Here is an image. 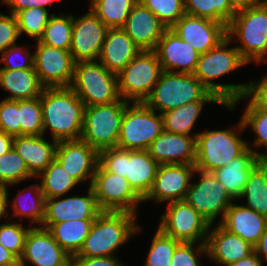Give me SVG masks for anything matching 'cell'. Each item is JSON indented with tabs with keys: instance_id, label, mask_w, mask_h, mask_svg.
<instances>
[{
	"instance_id": "6da1fadb",
	"label": "cell",
	"mask_w": 267,
	"mask_h": 266,
	"mask_svg": "<svg viewBox=\"0 0 267 266\" xmlns=\"http://www.w3.org/2000/svg\"><path fill=\"white\" fill-rule=\"evenodd\" d=\"M43 135L50 128L52 140H79L85 104L70 87L44 88L40 96Z\"/></svg>"
},
{
	"instance_id": "7a4b0ae2",
	"label": "cell",
	"mask_w": 267,
	"mask_h": 266,
	"mask_svg": "<svg viewBox=\"0 0 267 266\" xmlns=\"http://www.w3.org/2000/svg\"><path fill=\"white\" fill-rule=\"evenodd\" d=\"M231 41L227 36L216 47L201 54L193 74L222 101L226 108L233 109L240 98L245 95L248 83L224 85L211 82L247 63L236 47H226Z\"/></svg>"
},
{
	"instance_id": "3957f363",
	"label": "cell",
	"mask_w": 267,
	"mask_h": 266,
	"mask_svg": "<svg viewBox=\"0 0 267 266\" xmlns=\"http://www.w3.org/2000/svg\"><path fill=\"white\" fill-rule=\"evenodd\" d=\"M130 212L102 211L94 220L90 233L74 258L111 257L113 252L141 227L135 225Z\"/></svg>"
},
{
	"instance_id": "277c9868",
	"label": "cell",
	"mask_w": 267,
	"mask_h": 266,
	"mask_svg": "<svg viewBox=\"0 0 267 266\" xmlns=\"http://www.w3.org/2000/svg\"><path fill=\"white\" fill-rule=\"evenodd\" d=\"M154 87L144 103L160 114L189 102L221 101L194 74L162 71Z\"/></svg>"
},
{
	"instance_id": "5b68a950",
	"label": "cell",
	"mask_w": 267,
	"mask_h": 266,
	"mask_svg": "<svg viewBox=\"0 0 267 266\" xmlns=\"http://www.w3.org/2000/svg\"><path fill=\"white\" fill-rule=\"evenodd\" d=\"M99 163L110 173L127 179L132 189L144 199L154 184L159 164L148 150L108 148L99 152Z\"/></svg>"
},
{
	"instance_id": "8992f818",
	"label": "cell",
	"mask_w": 267,
	"mask_h": 266,
	"mask_svg": "<svg viewBox=\"0 0 267 266\" xmlns=\"http://www.w3.org/2000/svg\"><path fill=\"white\" fill-rule=\"evenodd\" d=\"M227 36L231 40L238 36L243 45L236 48L247 63L267 62V2L237 11L228 24Z\"/></svg>"
},
{
	"instance_id": "52a82bcc",
	"label": "cell",
	"mask_w": 267,
	"mask_h": 266,
	"mask_svg": "<svg viewBox=\"0 0 267 266\" xmlns=\"http://www.w3.org/2000/svg\"><path fill=\"white\" fill-rule=\"evenodd\" d=\"M70 88L86 107L119 101L118 77L97 61H82L74 65Z\"/></svg>"
},
{
	"instance_id": "ba28073f",
	"label": "cell",
	"mask_w": 267,
	"mask_h": 266,
	"mask_svg": "<svg viewBox=\"0 0 267 266\" xmlns=\"http://www.w3.org/2000/svg\"><path fill=\"white\" fill-rule=\"evenodd\" d=\"M130 102L120 99L115 103L85 107L81 140L98 152L116 148L125 107Z\"/></svg>"
},
{
	"instance_id": "9c48e42d",
	"label": "cell",
	"mask_w": 267,
	"mask_h": 266,
	"mask_svg": "<svg viewBox=\"0 0 267 266\" xmlns=\"http://www.w3.org/2000/svg\"><path fill=\"white\" fill-rule=\"evenodd\" d=\"M125 107L116 148L123 150H148L163 131L162 115L144 102H132Z\"/></svg>"
},
{
	"instance_id": "30bf717a",
	"label": "cell",
	"mask_w": 267,
	"mask_h": 266,
	"mask_svg": "<svg viewBox=\"0 0 267 266\" xmlns=\"http://www.w3.org/2000/svg\"><path fill=\"white\" fill-rule=\"evenodd\" d=\"M162 71L156 52L141 50L117 74L120 97L130 103L144 102L154 89Z\"/></svg>"
},
{
	"instance_id": "8fae6325",
	"label": "cell",
	"mask_w": 267,
	"mask_h": 266,
	"mask_svg": "<svg viewBox=\"0 0 267 266\" xmlns=\"http://www.w3.org/2000/svg\"><path fill=\"white\" fill-rule=\"evenodd\" d=\"M235 133L231 129L196 133V169L213 172L241 156L248 144Z\"/></svg>"
},
{
	"instance_id": "7c38bea8",
	"label": "cell",
	"mask_w": 267,
	"mask_h": 266,
	"mask_svg": "<svg viewBox=\"0 0 267 266\" xmlns=\"http://www.w3.org/2000/svg\"><path fill=\"white\" fill-rule=\"evenodd\" d=\"M160 220L158 228L165 235L185 243L200 240L197 253L207 254V235L212 225L185 200L170 202Z\"/></svg>"
},
{
	"instance_id": "4fadbf2b",
	"label": "cell",
	"mask_w": 267,
	"mask_h": 266,
	"mask_svg": "<svg viewBox=\"0 0 267 266\" xmlns=\"http://www.w3.org/2000/svg\"><path fill=\"white\" fill-rule=\"evenodd\" d=\"M91 187L102 211L136 214L138 203L143 201L126 178L108 172L100 163L93 175Z\"/></svg>"
},
{
	"instance_id": "5bb4252c",
	"label": "cell",
	"mask_w": 267,
	"mask_h": 266,
	"mask_svg": "<svg viewBox=\"0 0 267 266\" xmlns=\"http://www.w3.org/2000/svg\"><path fill=\"white\" fill-rule=\"evenodd\" d=\"M196 172L201 178L190 185L184 200L212 225L219 214L224 218L233 199L212 172L195 169Z\"/></svg>"
},
{
	"instance_id": "9a60e30c",
	"label": "cell",
	"mask_w": 267,
	"mask_h": 266,
	"mask_svg": "<svg viewBox=\"0 0 267 266\" xmlns=\"http://www.w3.org/2000/svg\"><path fill=\"white\" fill-rule=\"evenodd\" d=\"M34 69L45 88L70 87L74 65L70 50L51 47L37 41Z\"/></svg>"
},
{
	"instance_id": "2e32d148",
	"label": "cell",
	"mask_w": 267,
	"mask_h": 266,
	"mask_svg": "<svg viewBox=\"0 0 267 266\" xmlns=\"http://www.w3.org/2000/svg\"><path fill=\"white\" fill-rule=\"evenodd\" d=\"M108 29L91 10L79 18H73L70 52L74 62L95 61Z\"/></svg>"
},
{
	"instance_id": "e0dca14e",
	"label": "cell",
	"mask_w": 267,
	"mask_h": 266,
	"mask_svg": "<svg viewBox=\"0 0 267 266\" xmlns=\"http://www.w3.org/2000/svg\"><path fill=\"white\" fill-rule=\"evenodd\" d=\"M72 259L47 228L31 227L19 259V266H25L26 261L36 266H66Z\"/></svg>"
},
{
	"instance_id": "ac0fdd59",
	"label": "cell",
	"mask_w": 267,
	"mask_h": 266,
	"mask_svg": "<svg viewBox=\"0 0 267 266\" xmlns=\"http://www.w3.org/2000/svg\"><path fill=\"white\" fill-rule=\"evenodd\" d=\"M171 29L200 55L227 37V27L223 23L188 14L182 16Z\"/></svg>"
},
{
	"instance_id": "d6986e66",
	"label": "cell",
	"mask_w": 267,
	"mask_h": 266,
	"mask_svg": "<svg viewBox=\"0 0 267 266\" xmlns=\"http://www.w3.org/2000/svg\"><path fill=\"white\" fill-rule=\"evenodd\" d=\"M195 169V165L188 164H159L152 189L143 202L152 198L157 203L184 200Z\"/></svg>"
},
{
	"instance_id": "ffe728a7",
	"label": "cell",
	"mask_w": 267,
	"mask_h": 266,
	"mask_svg": "<svg viewBox=\"0 0 267 266\" xmlns=\"http://www.w3.org/2000/svg\"><path fill=\"white\" fill-rule=\"evenodd\" d=\"M55 159L78 183L90 178L99 164V152L88 143L79 140L60 141L57 144Z\"/></svg>"
},
{
	"instance_id": "44dd1931",
	"label": "cell",
	"mask_w": 267,
	"mask_h": 266,
	"mask_svg": "<svg viewBox=\"0 0 267 266\" xmlns=\"http://www.w3.org/2000/svg\"><path fill=\"white\" fill-rule=\"evenodd\" d=\"M59 198L60 196L45 200V218L42 227L48 229L53 223L68 220L95 219L102 212L91 186L85 197H68L61 200Z\"/></svg>"
},
{
	"instance_id": "7402d4cb",
	"label": "cell",
	"mask_w": 267,
	"mask_h": 266,
	"mask_svg": "<svg viewBox=\"0 0 267 266\" xmlns=\"http://www.w3.org/2000/svg\"><path fill=\"white\" fill-rule=\"evenodd\" d=\"M163 71L193 74L200 54L186 41H183L171 28H167L154 50ZM173 68V69H172Z\"/></svg>"
},
{
	"instance_id": "603a6c76",
	"label": "cell",
	"mask_w": 267,
	"mask_h": 266,
	"mask_svg": "<svg viewBox=\"0 0 267 266\" xmlns=\"http://www.w3.org/2000/svg\"><path fill=\"white\" fill-rule=\"evenodd\" d=\"M196 138L162 131L151 143L148 152L158 164H188L196 162Z\"/></svg>"
},
{
	"instance_id": "cb8c5ba5",
	"label": "cell",
	"mask_w": 267,
	"mask_h": 266,
	"mask_svg": "<svg viewBox=\"0 0 267 266\" xmlns=\"http://www.w3.org/2000/svg\"><path fill=\"white\" fill-rule=\"evenodd\" d=\"M167 27L138 1L131 9L123 30L141 50H155Z\"/></svg>"
},
{
	"instance_id": "d4e9b609",
	"label": "cell",
	"mask_w": 267,
	"mask_h": 266,
	"mask_svg": "<svg viewBox=\"0 0 267 266\" xmlns=\"http://www.w3.org/2000/svg\"><path fill=\"white\" fill-rule=\"evenodd\" d=\"M206 247L208 257L223 266L247 258L254 252L253 245L220 224L208 233Z\"/></svg>"
},
{
	"instance_id": "484cf974",
	"label": "cell",
	"mask_w": 267,
	"mask_h": 266,
	"mask_svg": "<svg viewBox=\"0 0 267 266\" xmlns=\"http://www.w3.org/2000/svg\"><path fill=\"white\" fill-rule=\"evenodd\" d=\"M262 160V153L248 149L226 166L215 169L212 174L223 185L232 199L240 198L252 169Z\"/></svg>"
},
{
	"instance_id": "4316f807",
	"label": "cell",
	"mask_w": 267,
	"mask_h": 266,
	"mask_svg": "<svg viewBox=\"0 0 267 266\" xmlns=\"http://www.w3.org/2000/svg\"><path fill=\"white\" fill-rule=\"evenodd\" d=\"M140 51L123 28L108 29L99 59L110 72L117 75Z\"/></svg>"
},
{
	"instance_id": "83f0119b",
	"label": "cell",
	"mask_w": 267,
	"mask_h": 266,
	"mask_svg": "<svg viewBox=\"0 0 267 266\" xmlns=\"http://www.w3.org/2000/svg\"><path fill=\"white\" fill-rule=\"evenodd\" d=\"M219 224L255 246L267 228V218L245 206L231 204Z\"/></svg>"
},
{
	"instance_id": "f1b7e54d",
	"label": "cell",
	"mask_w": 267,
	"mask_h": 266,
	"mask_svg": "<svg viewBox=\"0 0 267 266\" xmlns=\"http://www.w3.org/2000/svg\"><path fill=\"white\" fill-rule=\"evenodd\" d=\"M43 135H20L13 137V149L24 160L29 172L35 177L44 171L55 159L58 142L49 143Z\"/></svg>"
},
{
	"instance_id": "f546056e",
	"label": "cell",
	"mask_w": 267,
	"mask_h": 266,
	"mask_svg": "<svg viewBox=\"0 0 267 266\" xmlns=\"http://www.w3.org/2000/svg\"><path fill=\"white\" fill-rule=\"evenodd\" d=\"M0 86L11 93L5 99L23 100L40 97L44 86L34 68L22 70L0 69Z\"/></svg>"
},
{
	"instance_id": "4dcf8cb0",
	"label": "cell",
	"mask_w": 267,
	"mask_h": 266,
	"mask_svg": "<svg viewBox=\"0 0 267 266\" xmlns=\"http://www.w3.org/2000/svg\"><path fill=\"white\" fill-rule=\"evenodd\" d=\"M95 219L68 220L53 223L48 230L55 241L74 258L82 248Z\"/></svg>"
},
{
	"instance_id": "1f68e13d",
	"label": "cell",
	"mask_w": 267,
	"mask_h": 266,
	"mask_svg": "<svg viewBox=\"0 0 267 266\" xmlns=\"http://www.w3.org/2000/svg\"><path fill=\"white\" fill-rule=\"evenodd\" d=\"M208 102L224 105L222 101H194L181 105L178 108L161 114L163 118V130L189 136L195 121L201 113L203 105Z\"/></svg>"
},
{
	"instance_id": "d6a6232c",
	"label": "cell",
	"mask_w": 267,
	"mask_h": 266,
	"mask_svg": "<svg viewBox=\"0 0 267 266\" xmlns=\"http://www.w3.org/2000/svg\"><path fill=\"white\" fill-rule=\"evenodd\" d=\"M241 197L247 199L245 207L267 218V159H262L252 169Z\"/></svg>"
},
{
	"instance_id": "836d02e7",
	"label": "cell",
	"mask_w": 267,
	"mask_h": 266,
	"mask_svg": "<svg viewBox=\"0 0 267 266\" xmlns=\"http://www.w3.org/2000/svg\"><path fill=\"white\" fill-rule=\"evenodd\" d=\"M138 0H91V11L109 28H123Z\"/></svg>"
},
{
	"instance_id": "e575fe53",
	"label": "cell",
	"mask_w": 267,
	"mask_h": 266,
	"mask_svg": "<svg viewBox=\"0 0 267 266\" xmlns=\"http://www.w3.org/2000/svg\"><path fill=\"white\" fill-rule=\"evenodd\" d=\"M184 9L185 14L211 19L226 27L236 14L228 0H184Z\"/></svg>"
},
{
	"instance_id": "d590c367",
	"label": "cell",
	"mask_w": 267,
	"mask_h": 266,
	"mask_svg": "<svg viewBox=\"0 0 267 266\" xmlns=\"http://www.w3.org/2000/svg\"><path fill=\"white\" fill-rule=\"evenodd\" d=\"M39 175L42 176L40 186L45 199L61 197L78 184L56 159Z\"/></svg>"
},
{
	"instance_id": "8d00e7d4",
	"label": "cell",
	"mask_w": 267,
	"mask_h": 266,
	"mask_svg": "<svg viewBox=\"0 0 267 266\" xmlns=\"http://www.w3.org/2000/svg\"><path fill=\"white\" fill-rule=\"evenodd\" d=\"M73 33V16L59 15L49 18L43 36L39 41L45 45L70 50Z\"/></svg>"
},
{
	"instance_id": "74e56055",
	"label": "cell",
	"mask_w": 267,
	"mask_h": 266,
	"mask_svg": "<svg viewBox=\"0 0 267 266\" xmlns=\"http://www.w3.org/2000/svg\"><path fill=\"white\" fill-rule=\"evenodd\" d=\"M34 177L28 170L24 160L13 149L0 156V187L7 189L22 180Z\"/></svg>"
},
{
	"instance_id": "f35d334b",
	"label": "cell",
	"mask_w": 267,
	"mask_h": 266,
	"mask_svg": "<svg viewBox=\"0 0 267 266\" xmlns=\"http://www.w3.org/2000/svg\"><path fill=\"white\" fill-rule=\"evenodd\" d=\"M19 124H21V135H43L40 97L19 100Z\"/></svg>"
},
{
	"instance_id": "ab89813d",
	"label": "cell",
	"mask_w": 267,
	"mask_h": 266,
	"mask_svg": "<svg viewBox=\"0 0 267 266\" xmlns=\"http://www.w3.org/2000/svg\"><path fill=\"white\" fill-rule=\"evenodd\" d=\"M47 9L39 7L18 11L15 16L19 28V34L26 33L37 41L43 36L46 24L52 16Z\"/></svg>"
},
{
	"instance_id": "60d3db41",
	"label": "cell",
	"mask_w": 267,
	"mask_h": 266,
	"mask_svg": "<svg viewBox=\"0 0 267 266\" xmlns=\"http://www.w3.org/2000/svg\"><path fill=\"white\" fill-rule=\"evenodd\" d=\"M181 242L165 235L159 228L152 239L145 266H170L173 253Z\"/></svg>"
},
{
	"instance_id": "b9f144b4",
	"label": "cell",
	"mask_w": 267,
	"mask_h": 266,
	"mask_svg": "<svg viewBox=\"0 0 267 266\" xmlns=\"http://www.w3.org/2000/svg\"><path fill=\"white\" fill-rule=\"evenodd\" d=\"M249 125L256 135H258L254 145L257 147L265 145L267 149V109L255 107L249 101L237 127L239 130H245ZM266 158L267 151L262 153V159Z\"/></svg>"
},
{
	"instance_id": "7bdbcfd3",
	"label": "cell",
	"mask_w": 267,
	"mask_h": 266,
	"mask_svg": "<svg viewBox=\"0 0 267 266\" xmlns=\"http://www.w3.org/2000/svg\"><path fill=\"white\" fill-rule=\"evenodd\" d=\"M167 27L185 15L184 0H138Z\"/></svg>"
},
{
	"instance_id": "ee69618b",
	"label": "cell",
	"mask_w": 267,
	"mask_h": 266,
	"mask_svg": "<svg viewBox=\"0 0 267 266\" xmlns=\"http://www.w3.org/2000/svg\"><path fill=\"white\" fill-rule=\"evenodd\" d=\"M32 189L35 191V194H33L34 199H31L32 202L27 206L24 203L22 204L24 207H21V202H19L18 198L21 194L14 199L12 206H13V213L15 216H24L30 218L31 223H39L40 225L43 224L44 218H45V197L43 196V192L41 190V186L38 184L31 185ZM36 198H35V197ZM23 198V197H22ZM26 203V202H25ZM27 206V207H25Z\"/></svg>"
},
{
	"instance_id": "f6af8a7d",
	"label": "cell",
	"mask_w": 267,
	"mask_h": 266,
	"mask_svg": "<svg viewBox=\"0 0 267 266\" xmlns=\"http://www.w3.org/2000/svg\"><path fill=\"white\" fill-rule=\"evenodd\" d=\"M26 229L20 223H9L0 225V244L12 252L20 259L25 245V240L29 229Z\"/></svg>"
},
{
	"instance_id": "bcb514c9",
	"label": "cell",
	"mask_w": 267,
	"mask_h": 266,
	"mask_svg": "<svg viewBox=\"0 0 267 266\" xmlns=\"http://www.w3.org/2000/svg\"><path fill=\"white\" fill-rule=\"evenodd\" d=\"M0 130L13 137L21 135L19 100L4 99L0 102Z\"/></svg>"
},
{
	"instance_id": "7dc6e473",
	"label": "cell",
	"mask_w": 267,
	"mask_h": 266,
	"mask_svg": "<svg viewBox=\"0 0 267 266\" xmlns=\"http://www.w3.org/2000/svg\"><path fill=\"white\" fill-rule=\"evenodd\" d=\"M19 36L16 16L14 14L7 16L0 13V52L3 53L7 48L15 45Z\"/></svg>"
},
{
	"instance_id": "c3c4849f",
	"label": "cell",
	"mask_w": 267,
	"mask_h": 266,
	"mask_svg": "<svg viewBox=\"0 0 267 266\" xmlns=\"http://www.w3.org/2000/svg\"><path fill=\"white\" fill-rule=\"evenodd\" d=\"M194 245L195 243L181 242L173 253L170 266H200Z\"/></svg>"
},
{
	"instance_id": "681fc988",
	"label": "cell",
	"mask_w": 267,
	"mask_h": 266,
	"mask_svg": "<svg viewBox=\"0 0 267 266\" xmlns=\"http://www.w3.org/2000/svg\"><path fill=\"white\" fill-rule=\"evenodd\" d=\"M23 49L20 48L17 44L10 46L7 48L2 54V58L0 62H5L6 66L0 69H7V70H22V69H30L34 68V55H30V53L25 52V63L17 64L13 61V56L17 53L18 55L22 53Z\"/></svg>"
},
{
	"instance_id": "f907efd6",
	"label": "cell",
	"mask_w": 267,
	"mask_h": 266,
	"mask_svg": "<svg viewBox=\"0 0 267 266\" xmlns=\"http://www.w3.org/2000/svg\"><path fill=\"white\" fill-rule=\"evenodd\" d=\"M250 96V102L258 108L267 109V75L257 83H248L244 97Z\"/></svg>"
},
{
	"instance_id": "816d5d0a",
	"label": "cell",
	"mask_w": 267,
	"mask_h": 266,
	"mask_svg": "<svg viewBox=\"0 0 267 266\" xmlns=\"http://www.w3.org/2000/svg\"><path fill=\"white\" fill-rule=\"evenodd\" d=\"M55 0H4L3 3L11 7V14H16L18 11L39 7L47 9L46 6L50 5Z\"/></svg>"
},
{
	"instance_id": "f5cc1de1",
	"label": "cell",
	"mask_w": 267,
	"mask_h": 266,
	"mask_svg": "<svg viewBox=\"0 0 267 266\" xmlns=\"http://www.w3.org/2000/svg\"><path fill=\"white\" fill-rule=\"evenodd\" d=\"M80 266H123L115 256L73 258Z\"/></svg>"
},
{
	"instance_id": "db71d44e",
	"label": "cell",
	"mask_w": 267,
	"mask_h": 266,
	"mask_svg": "<svg viewBox=\"0 0 267 266\" xmlns=\"http://www.w3.org/2000/svg\"><path fill=\"white\" fill-rule=\"evenodd\" d=\"M0 266H19V259L0 244Z\"/></svg>"
},
{
	"instance_id": "11a10c76",
	"label": "cell",
	"mask_w": 267,
	"mask_h": 266,
	"mask_svg": "<svg viewBox=\"0 0 267 266\" xmlns=\"http://www.w3.org/2000/svg\"><path fill=\"white\" fill-rule=\"evenodd\" d=\"M227 266H262V258H260L254 251L247 258L240 259L236 262L228 264Z\"/></svg>"
},
{
	"instance_id": "9f6ffc18",
	"label": "cell",
	"mask_w": 267,
	"mask_h": 266,
	"mask_svg": "<svg viewBox=\"0 0 267 266\" xmlns=\"http://www.w3.org/2000/svg\"><path fill=\"white\" fill-rule=\"evenodd\" d=\"M231 7L237 12L263 2L262 0H228Z\"/></svg>"
},
{
	"instance_id": "6f0895ef",
	"label": "cell",
	"mask_w": 267,
	"mask_h": 266,
	"mask_svg": "<svg viewBox=\"0 0 267 266\" xmlns=\"http://www.w3.org/2000/svg\"><path fill=\"white\" fill-rule=\"evenodd\" d=\"M13 147V136L0 130V156L7 153Z\"/></svg>"
},
{
	"instance_id": "680465c9",
	"label": "cell",
	"mask_w": 267,
	"mask_h": 266,
	"mask_svg": "<svg viewBox=\"0 0 267 266\" xmlns=\"http://www.w3.org/2000/svg\"><path fill=\"white\" fill-rule=\"evenodd\" d=\"M254 251L258 256H260V254L263 255V258L267 261V228L255 244Z\"/></svg>"
},
{
	"instance_id": "91938a15",
	"label": "cell",
	"mask_w": 267,
	"mask_h": 266,
	"mask_svg": "<svg viewBox=\"0 0 267 266\" xmlns=\"http://www.w3.org/2000/svg\"><path fill=\"white\" fill-rule=\"evenodd\" d=\"M7 197H8L7 189L5 187H0V219L4 215H6L5 211L7 209L6 206L8 205Z\"/></svg>"
},
{
	"instance_id": "94428289",
	"label": "cell",
	"mask_w": 267,
	"mask_h": 266,
	"mask_svg": "<svg viewBox=\"0 0 267 266\" xmlns=\"http://www.w3.org/2000/svg\"><path fill=\"white\" fill-rule=\"evenodd\" d=\"M66 266H80L74 259H72Z\"/></svg>"
}]
</instances>
